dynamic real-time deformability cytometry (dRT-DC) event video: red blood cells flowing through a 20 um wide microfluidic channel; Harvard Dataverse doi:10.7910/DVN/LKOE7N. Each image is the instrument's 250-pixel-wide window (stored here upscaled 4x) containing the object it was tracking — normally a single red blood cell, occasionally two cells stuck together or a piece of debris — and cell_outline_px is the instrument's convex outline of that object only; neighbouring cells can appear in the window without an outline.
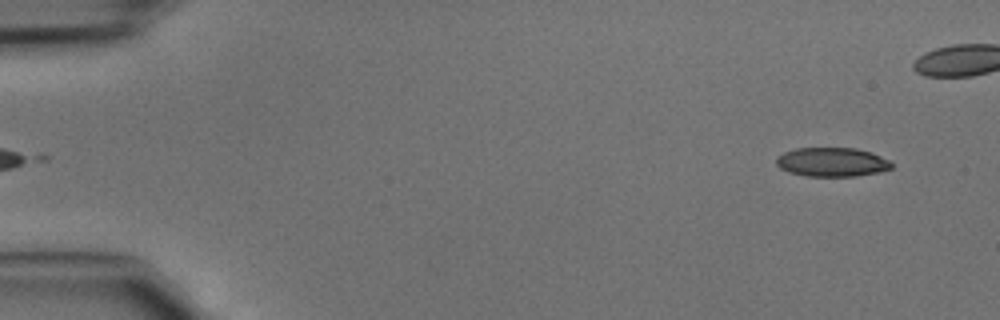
{"species": "common noctule bat (a hibernating species)", "species_latin": "Nyctalus noctula", "temperature_condition": "cold", "stored_images_in_passage": 39, "camera_frame_rate_fps": 3000, "um_per_image_px": 0.085, "animal": {"sex": "male", "body_mass_g": 15.6}, "frame": {"image": 1, "passage_image": 2, "time_ms": 0.333, "image_size_px": [1000, 320], "cell_outline_px": [[892, 168], [880, 172], [856, 176], [804, 176], [788, 172], [780, 168], [776, 164], [776, 156], [784, 152], [796, 148], [856, 148], [872, 152], [888, 160], [892, 164]], "centroid_in_image_um": [70.7, 13.78], "position_along_channel_um": 14.3, "area_um2": 19.65}}
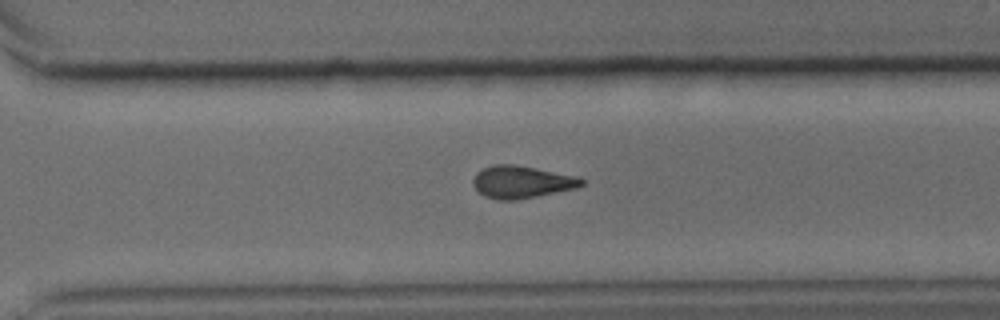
{"frame": {"image": 2, "passage_image": 31, "time_ms": 10.0, "image_size_px": [1000, 320], "cell_outline_px": [[584, 184], [576, 188], [516, 200], [496, 200], [484, 196], [472, 184], [472, 180], [476, 172], [492, 164], [512, 164], [536, 168], [580, 176], [584, 180]], "centroid_in_image_um": [44.34, 15.46], "position_along_channel_um": 326.3, "area_um2": 20.58}}
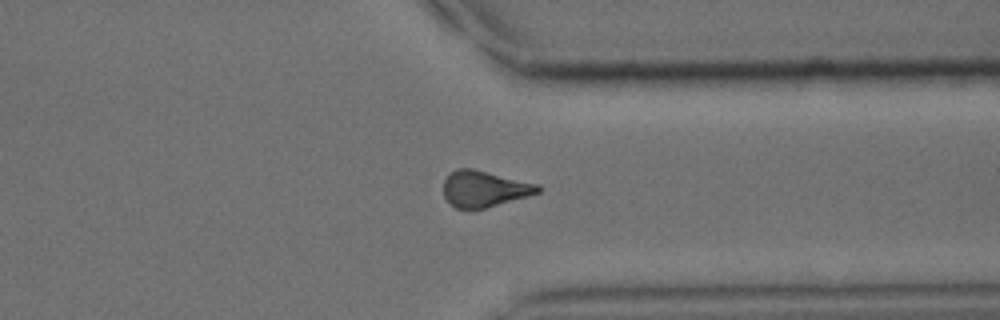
{"frame": {"image": 3, "passage_image": 34, "time_ms": 11.0, "image_size_px": [1000, 320], "cell_outline_px": [[544, 188], [540, 192], [528, 196], [484, 208], [456, 208], [444, 196], [444, 180], [456, 168], [472, 168], [540, 184]], "centroid_in_image_um": [41.22, 16.03], "position_along_channel_um": 370.2, "area_um2": 19.77}}